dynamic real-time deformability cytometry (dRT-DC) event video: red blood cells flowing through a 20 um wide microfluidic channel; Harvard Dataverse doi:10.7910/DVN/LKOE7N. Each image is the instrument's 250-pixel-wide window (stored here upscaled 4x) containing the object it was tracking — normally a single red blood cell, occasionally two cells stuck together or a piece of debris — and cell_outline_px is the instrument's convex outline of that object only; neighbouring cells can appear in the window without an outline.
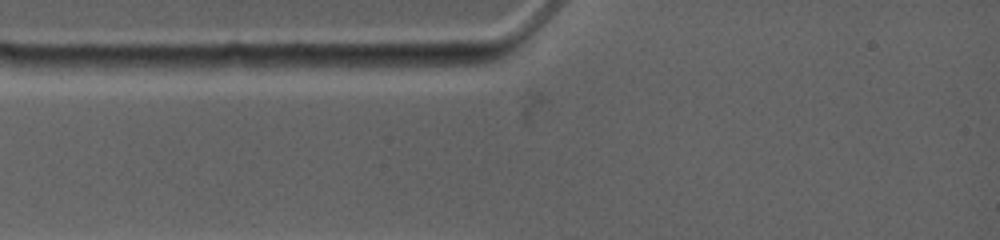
{"species": "common noctule bat (a hibernating species)", "species_latin": "Nyctalus noctula", "temperature_condition": "warm", "stored_images_in_passage": 3, "camera_frame_rate_fps": 4500, "um_per_image_px": 0.085, "animal": {"sex": "female", "body_mass_g": 19.0, "forearm_length_mm": 53.3}, "frame": {"image": 1, "passage_image": 3, "time_ms": 0.222, "image_size_px": [1000, 240], "cell_outline_px": [[476, 64], [448, 72], [380, 72], [304, 64], [312, 56], [428, 56], [468, 60]], "centroid_in_image_um": [33.28, 5.39], "position_along_channel_um": 51.7, "area_um2": 15.72}}